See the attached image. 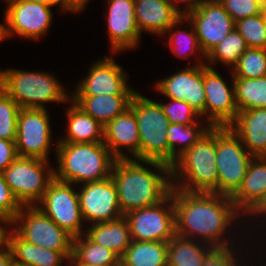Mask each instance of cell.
Here are the masks:
<instances>
[{"label":"cell","instance_id":"obj_36","mask_svg":"<svg viewBox=\"0 0 266 266\" xmlns=\"http://www.w3.org/2000/svg\"><path fill=\"white\" fill-rule=\"evenodd\" d=\"M20 106L0 87V139L15 141Z\"/></svg>","mask_w":266,"mask_h":266},{"label":"cell","instance_id":"obj_25","mask_svg":"<svg viewBox=\"0 0 266 266\" xmlns=\"http://www.w3.org/2000/svg\"><path fill=\"white\" fill-rule=\"evenodd\" d=\"M8 245L10 246L13 263L29 266H61L63 253L48 248L33 245L22 239L12 228L8 232Z\"/></svg>","mask_w":266,"mask_h":266},{"label":"cell","instance_id":"obj_6","mask_svg":"<svg viewBox=\"0 0 266 266\" xmlns=\"http://www.w3.org/2000/svg\"><path fill=\"white\" fill-rule=\"evenodd\" d=\"M0 87L20 108L45 109V102H68L61 84L49 73L16 69L0 71Z\"/></svg>","mask_w":266,"mask_h":266},{"label":"cell","instance_id":"obj_46","mask_svg":"<svg viewBox=\"0 0 266 266\" xmlns=\"http://www.w3.org/2000/svg\"><path fill=\"white\" fill-rule=\"evenodd\" d=\"M0 223H3V225L0 224V250H1V249H4V247L8 244V232L9 231L5 229L6 228L5 225L7 224L9 225V222L0 219Z\"/></svg>","mask_w":266,"mask_h":266},{"label":"cell","instance_id":"obj_17","mask_svg":"<svg viewBox=\"0 0 266 266\" xmlns=\"http://www.w3.org/2000/svg\"><path fill=\"white\" fill-rule=\"evenodd\" d=\"M98 60L90 67L89 74L77 86L72 96H96L100 94H135L127 86V73L116 64L113 57Z\"/></svg>","mask_w":266,"mask_h":266},{"label":"cell","instance_id":"obj_14","mask_svg":"<svg viewBox=\"0 0 266 266\" xmlns=\"http://www.w3.org/2000/svg\"><path fill=\"white\" fill-rule=\"evenodd\" d=\"M184 17L194 27L205 57L235 28V21L219 0H205Z\"/></svg>","mask_w":266,"mask_h":266},{"label":"cell","instance_id":"obj_9","mask_svg":"<svg viewBox=\"0 0 266 266\" xmlns=\"http://www.w3.org/2000/svg\"><path fill=\"white\" fill-rule=\"evenodd\" d=\"M24 220V221H23ZM13 230L24 240L33 245L63 253L67 258L72 255L73 237L60 228L36 205L22 206L12 224Z\"/></svg>","mask_w":266,"mask_h":266},{"label":"cell","instance_id":"obj_11","mask_svg":"<svg viewBox=\"0 0 266 266\" xmlns=\"http://www.w3.org/2000/svg\"><path fill=\"white\" fill-rule=\"evenodd\" d=\"M71 185L54 178L39 201L42 204H36V207L75 238L84 235V231L81 230L84 220L78 192L74 191Z\"/></svg>","mask_w":266,"mask_h":266},{"label":"cell","instance_id":"obj_48","mask_svg":"<svg viewBox=\"0 0 266 266\" xmlns=\"http://www.w3.org/2000/svg\"><path fill=\"white\" fill-rule=\"evenodd\" d=\"M260 215L262 214L263 215H266V194L264 196V198L261 200V202L250 212L251 216L253 214H257V215ZM265 213V214H264Z\"/></svg>","mask_w":266,"mask_h":266},{"label":"cell","instance_id":"obj_39","mask_svg":"<svg viewBox=\"0 0 266 266\" xmlns=\"http://www.w3.org/2000/svg\"><path fill=\"white\" fill-rule=\"evenodd\" d=\"M236 22L240 19L252 17L263 12L265 0H219Z\"/></svg>","mask_w":266,"mask_h":266},{"label":"cell","instance_id":"obj_49","mask_svg":"<svg viewBox=\"0 0 266 266\" xmlns=\"http://www.w3.org/2000/svg\"><path fill=\"white\" fill-rule=\"evenodd\" d=\"M67 261H68V263H70L69 265H71V266H93L91 264L78 261L73 255H71L67 259Z\"/></svg>","mask_w":266,"mask_h":266},{"label":"cell","instance_id":"obj_15","mask_svg":"<svg viewBox=\"0 0 266 266\" xmlns=\"http://www.w3.org/2000/svg\"><path fill=\"white\" fill-rule=\"evenodd\" d=\"M83 220L104 223L123 217L116 186L111 177L97 182L85 183L78 192Z\"/></svg>","mask_w":266,"mask_h":266},{"label":"cell","instance_id":"obj_29","mask_svg":"<svg viewBox=\"0 0 266 266\" xmlns=\"http://www.w3.org/2000/svg\"><path fill=\"white\" fill-rule=\"evenodd\" d=\"M167 242L131 241L120 258L127 266H167Z\"/></svg>","mask_w":266,"mask_h":266},{"label":"cell","instance_id":"obj_5","mask_svg":"<svg viewBox=\"0 0 266 266\" xmlns=\"http://www.w3.org/2000/svg\"><path fill=\"white\" fill-rule=\"evenodd\" d=\"M129 108L134 112L139 130L138 160H154L171 166V150L167 138L170 125L160 103L135 93Z\"/></svg>","mask_w":266,"mask_h":266},{"label":"cell","instance_id":"obj_1","mask_svg":"<svg viewBox=\"0 0 266 266\" xmlns=\"http://www.w3.org/2000/svg\"><path fill=\"white\" fill-rule=\"evenodd\" d=\"M175 211V233L187 239L202 237L213 248L229 247L223 238L234 218L241 215L231 197L213 192L171 189ZM231 224V226H230ZM199 236V237H198ZM204 238V239H203Z\"/></svg>","mask_w":266,"mask_h":266},{"label":"cell","instance_id":"obj_24","mask_svg":"<svg viewBox=\"0 0 266 266\" xmlns=\"http://www.w3.org/2000/svg\"><path fill=\"white\" fill-rule=\"evenodd\" d=\"M134 94H100L96 96H71V100L86 114L106 126L130 106Z\"/></svg>","mask_w":266,"mask_h":266},{"label":"cell","instance_id":"obj_52","mask_svg":"<svg viewBox=\"0 0 266 266\" xmlns=\"http://www.w3.org/2000/svg\"><path fill=\"white\" fill-rule=\"evenodd\" d=\"M3 40V35H2V24H0V42Z\"/></svg>","mask_w":266,"mask_h":266},{"label":"cell","instance_id":"obj_44","mask_svg":"<svg viewBox=\"0 0 266 266\" xmlns=\"http://www.w3.org/2000/svg\"><path fill=\"white\" fill-rule=\"evenodd\" d=\"M13 256L10 249V246L7 244L4 247V250H0V266H12Z\"/></svg>","mask_w":266,"mask_h":266},{"label":"cell","instance_id":"obj_42","mask_svg":"<svg viewBox=\"0 0 266 266\" xmlns=\"http://www.w3.org/2000/svg\"><path fill=\"white\" fill-rule=\"evenodd\" d=\"M17 157L15 141L0 139V172H3Z\"/></svg>","mask_w":266,"mask_h":266},{"label":"cell","instance_id":"obj_22","mask_svg":"<svg viewBox=\"0 0 266 266\" xmlns=\"http://www.w3.org/2000/svg\"><path fill=\"white\" fill-rule=\"evenodd\" d=\"M134 6L140 34L143 30L160 36L167 34L182 17L168 0H134Z\"/></svg>","mask_w":266,"mask_h":266},{"label":"cell","instance_id":"obj_8","mask_svg":"<svg viewBox=\"0 0 266 266\" xmlns=\"http://www.w3.org/2000/svg\"><path fill=\"white\" fill-rule=\"evenodd\" d=\"M47 160L18 156L2 173L13 195L22 206L39 203L50 182L54 170ZM46 173V174H45Z\"/></svg>","mask_w":266,"mask_h":266},{"label":"cell","instance_id":"obj_21","mask_svg":"<svg viewBox=\"0 0 266 266\" xmlns=\"http://www.w3.org/2000/svg\"><path fill=\"white\" fill-rule=\"evenodd\" d=\"M229 127L253 157H266V108L238 112Z\"/></svg>","mask_w":266,"mask_h":266},{"label":"cell","instance_id":"obj_10","mask_svg":"<svg viewBox=\"0 0 266 266\" xmlns=\"http://www.w3.org/2000/svg\"><path fill=\"white\" fill-rule=\"evenodd\" d=\"M124 216L129 224L132 241L168 243L176 235L172 192L160 203L132 210Z\"/></svg>","mask_w":266,"mask_h":266},{"label":"cell","instance_id":"obj_19","mask_svg":"<svg viewBox=\"0 0 266 266\" xmlns=\"http://www.w3.org/2000/svg\"><path fill=\"white\" fill-rule=\"evenodd\" d=\"M108 32L113 52L137 46L141 34L135 17L134 0H107Z\"/></svg>","mask_w":266,"mask_h":266},{"label":"cell","instance_id":"obj_33","mask_svg":"<svg viewBox=\"0 0 266 266\" xmlns=\"http://www.w3.org/2000/svg\"><path fill=\"white\" fill-rule=\"evenodd\" d=\"M247 49L245 39L234 28L205 58L210 63L219 61L224 65L234 67Z\"/></svg>","mask_w":266,"mask_h":266},{"label":"cell","instance_id":"obj_20","mask_svg":"<svg viewBox=\"0 0 266 266\" xmlns=\"http://www.w3.org/2000/svg\"><path fill=\"white\" fill-rule=\"evenodd\" d=\"M104 144L116 159L129 158L120 147H127L135 157L139 153V130L134 112L128 108L104 126Z\"/></svg>","mask_w":266,"mask_h":266},{"label":"cell","instance_id":"obj_31","mask_svg":"<svg viewBox=\"0 0 266 266\" xmlns=\"http://www.w3.org/2000/svg\"><path fill=\"white\" fill-rule=\"evenodd\" d=\"M72 255L93 266H114L120 260L112 250L95 244L85 234L73 238Z\"/></svg>","mask_w":266,"mask_h":266},{"label":"cell","instance_id":"obj_26","mask_svg":"<svg viewBox=\"0 0 266 266\" xmlns=\"http://www.w3.org/2000/svg\"><path fill=\"white\" fill-rule=\"evenodd\" d=\"M85 235L95 244L112 250L120 258L131 244L130 228L125 216L104 223L92 224Z\"/></svg>","mask_w":266,"mask_h":266},{"label":"cell","instance_id":"obj_13","mask_svg":"<svg viewBox=\"0 0 266 266\" xmlns=\"http://www.w3.org/2000/svg\"><path fill=\"white\" fill-rule=\"evenodd\" d=\"M5 10V24H2L3 39L13 33L21 37L39 39L48 31L52 12L48 5L30 0H9Z\"/></svg>","mask_w":266,"mask_h":266},{"label":"cell","instance_id":"obj_28","mask_svg":"<svg viewBox=\"0 0 266 266\" xmlns=\"http://www.w3.org/2000/svg\"><path fill=\"white\" fill-rule=\"evenodd\" d=\"M194 241L175 235L167 243V266H201L213 247L206 245L203 241L202 244H199V242L197 244Z\"/></svg>","mask_w":266,"mask_h":266},{"label":"cell","instance_id":"obj_51","mask_svg":"<svg viewBox=\"0 0 266 266\" xmlns=\"http://www.w3.org/2000/svg\"><path fill=\"white\" fill-rule=\"evenodd\" d=\"M114 266H127L123 261L119 260Z\"/></svg>","mask_w":266,"mask_h":266},{"label":"cell","instance_id":"obj_38","mask_svg":"<svg viewBox=\"0 0 266 266\" xmlns=\"http://www.w3.org/2000/svg\"><path fill=\"white\" fill-rule=\"evenodd\" d=\"M168 104L160 103L164 114L168 117L170 124L189 125L197 121L196 117L201 116L187 102L170 99Z\"/></svg>","mask_w":266,"mask_h":266},{"label":"cell","instance_id":"obj_45","mask_svg":"<svg viewBox=\"0 0 266 266\" xmlns=\"http://www.w3.org/2000/svg\"><path fill=\"white\" fill-rule=\"evenodd\" d=\"M87 2L89 0H66V8L69 11L80 12L83 11L84 7H86Z\"/></svg>","mask_w":266,"mask_h":266},{"label":"cell","instance_id":"obj_18","mask_svg":"<svg viewBox=\"0 0 266 266\" xmlns=\"http://www.w3.org/2000/svg\"><path fill=\"white\" fill-rule=\"evenodd\" d=\"M203 63L186 68L159 81L158 92L174 100L187 102L201 116L205 114V89L203 85Z\"/></svg>","mask_w":266,"mask_h":266},{"label":"cell","instance_id":"obj_7","mask_svg":"<svg viewBox=\"0 0 266 266\" xmlns=\"http://www.w3.org/2000/svg\"><path fill=\"white\" fill-rule=\"evenodd\" d=\"M252 159L229 126L216 127L218 194L232 197L238 191Z\"/></svg>","mask_w":266,"mask_h":266},{"label":"cell","instance_id":"obj_40","mask_svg":"<svg viewBox=\"0 0 266 266\" xmlns=\"http://www.w3.org/2000/svg\"><path fill=\"white\" fill-rule=\"evenodd\" d=\"M22 205L13 195L9 185L5 182L3 173L0 172V219L11 222L17 213L21 210Z\"/></svg>","mask_w":266,"mask_h":266},{"label":"cell","instance_id":"obj_34","mask_svg":"<svg viewBox=\"0 0 266 266\" xmlns=\"http://www.w3.org/2000/svg\"><path fill=\"white\" fill-rule=\"evenodd\" d=\"M234 78H261L266 76V49L248 48L233 67Z\"/></svg>","mask_w":266,"mask_h":266},{"label":"cell","instance_id":"obj_23","mask_svg":"<svg viewBox=\"0 0 266 266\" xmlns=\"http://www.w3.org/2000/svg\"><path fill=\"white\" fill-rule=\"evenodd\" d=\"M265 194L266 157H253L240 188L231 200L239 213L249 214L261 202Z\"/></svg>","mask_w":266,"mask_h":266},{"label":"cell","instance_id":"obj_16","mask_svg":"<svg viewBox=\"0 0 266 266\" xmlns=\"http://www.w3.org/2000/svg\"><path fill=\"white\" fill-rule=\"evenodd\" d=\"M205 115L212 127L229 126L238 115L234 85L229 89L223 78L211 66L203 65Z\"/></svg>","mask_w":266,"mask_h":266},{"label":"cell","instance_id":"obj_37","mask_svg":"<svg viewBox=\"0 0 266 266\" xmlns=\"http://www.w3.org/2000/svg\"><path fill=\"white\" fill-rule=\"evenodd\" d=\"M186 22V18L184 16H182L175 24H173L168 31L171 33L169 35L170 38L169 39V47H171L173 53H175V55H178L179 57H181V53H182V57L187 58L186 56L189 54H194V52L196 53L197 50L202 54L203 58H204V54L202 53V50L200 48L199 42H198V38L197 35L195 33L194 27L193 29H190V31L186 32L185 30H174V27L179 23L182 22ZM172 30H174V32H171ZM184 45V46H183ZM186 47V49L188 48V50H184L185 51V56H183V50H181L183 47ZM190 50V51H189ZM181 51V52H180ZM189 52V53H188Z\"/></svg>","mask_w":266,"mask_h":266},{"label":"cell","instance_id":"obj_32","mask_svg":"<svg viewBox=\"0 0 266 266\" xmlns=\"http://www.w3.org/2000/svg\"><path fill=\"white\" fill-rule=\"evenodd\" d=\"M198 122L189 125L170 124L167 129V138L171 150V165L182 155L188 148L192 147L212 126L199 127ZM180 146L176 148V144ZM182 143V144H181ZM177 149V150H176Z\"/></svg>","mask_w":266,"mask_h":266},{"label":"cell","instance_id":"obj_2","mask_svg":"<svg viewBox=\"0 0 266 266\" xmlns=\"http://www.w3.org/2000/svg\"><path fill=\"white\" fill-rule=\"evenodd\" d=\"M133 158L116 159L111 171L123 215L143 207H150L163 201L171 192V166L154 160L141 162L155 167L156 174ZM165 175V176H163ZM169 177V178H168Z\"/></svg>","mask_w":266,"mask_h":266},{"label":"cell","instance_id":"obj_30","mask_svg":"<svg viewBox=\"0 0 266 266\" xmlns=\"http://www.w3.org/2000/svg\"><path fill=\"white\" fill-rule=\"evenodd\" d=\"M238 111L266 108V76L261 78L232 77Z\"/></svg>","mask_w":266,"mask_h":266},{"label":"cell","instance_id":"obj_53","mask_svg":"<svg viewBox=\"0 0 266 266\" xmlns=\"http://www.w3.org/2000/svg\"><path fill=\"white\" fill-rule=\"evenodd\" d=\"M12 266H29V265H23V264H16V263H13Z\"/></svg>","mask_w":266,"mask_h":266},{"label":"cell","instance_id":"obj_4","mask_svg":"<svg viewBox=\"0 0 266 266\" xmlns=\"http://www.w3.org/2000/svg\"><path fill=\"white\" fill-rule=\"evenodd\" d=\"M178 174L183 185L175 184L181 179ZM171 182L174 189L218 194L216 127H211L171 165Z\"/></svg>","mask_w":266,"mask_h":266},{"label":"cell","instance_id":"obj_50","mask_svg":"<svg viewBox=\"0 0 266 266\" xmlns=\"http://www.w3.org/2000/svg\"><path fill=\"white\" fill-rule=\"evenodd\" d=\"M262 13H263L265 21H266V0L264 1L263 12Z\"/></svg>","mask_w":266,"mask_h":266},{"label":"cell","instance_id":"obj_27","mask_svg":"<svg viewBox=\"0 0 266 266\" xmlns=\"http://www.w3.org/2000/svg\"><path fill=\"white\" fill-rule=\"evenodd\" d=\"M67 109L68 130L67 137L58 142L69 143H98L104 142V126L93 117L86 114L74 102Z\"/></svg>","mask_w":266,"mask_h":266},{"label":"cell","instance_id":"obj_43","mask_svg":"<svg viewBox=\"0 0 266 266\" xmlns=\"http://www.w3.org/2000/svg\"><path fill=\"white\" fill-rule=\"evenodd\" d=\"M173 6L174 8L182 15H186L188 14L189 12L193 11V10H196L197 8L200 7V5L205 1V0H168ZM177 2V3H176ZM180 2H183V3H186L187 4H184V5H187L185 7V11H180L178 7H176V5ZM175 4V5H174Z\"/></svg>","mask_w":266,"mask_h":266},{"label":"cell","instance_id":"obj_35","mask_svg":"<svg viewBox=\"0 0 266 266\" xmlns=\"http://www.w3.org/2000/svg\"><path fill=\"white\" fill-rule=\"evenodd\" d=\"M235 29L245 39L248 48L266 49V21L263 13L236 21Z\"/></svg>","mask_w":266,"mask_h":266},{"label":"cell","instance_id":"obj_47","mask_svg":"<svg viewBox=\"0 0 266 266\" xmlns=\"http://www.w3.org/2000/svg\"><path fill=\"white\" fill-rule=\"evenodd\" d=\"M30 1L38 2L40 4L48 5V6H51V7H53L54 5H57V4L60 3V6H61V8H62V10L64 12L65 11H69L66 8V0H30Z\"/></svg>","mask_w":266,"mask_h":266},{"label":"cell","instance_id":"obj_12","mask_svg":"<svg viewBox=\"0 0 266 266\" xmlns=\"http://www.w3.org/2000/svg\"><path fill=\"white\" fill-rule=\"evenodd\" d=\"M47 109L22 108L18 113L16 151L18 156L48 161L51 127Z\"/></svg>","mask_w":266,"mask_h":266},{"label":"cell","instance_id":"obj_3","mask_svg":"<svg viewBox=\"0 0 266 266\" xmlns=\"http://www.w3.org/2000/svg\"><path fill=\"white\" fill-rule=\"evenodd\" d=\"M58 170L54 178L71 184L89 183L111 177L116 158L104 142H57Z\"/></svg>","mask_w":266,"mask_h":266},{"label":"cell","instance_id":"obj_41","mask_svg":"<svg viewBox=\"0 0 266 266\" xmlns=\"http://www.w3.org/2000/svg\"><path fill=\"white\" fill-rule=\"evenodd\" d=\"M230 247L213 248L205 257L201 266H237L236 259Z\"/></svg>","mask_w":266,"mask_h":266}]
</instances>
